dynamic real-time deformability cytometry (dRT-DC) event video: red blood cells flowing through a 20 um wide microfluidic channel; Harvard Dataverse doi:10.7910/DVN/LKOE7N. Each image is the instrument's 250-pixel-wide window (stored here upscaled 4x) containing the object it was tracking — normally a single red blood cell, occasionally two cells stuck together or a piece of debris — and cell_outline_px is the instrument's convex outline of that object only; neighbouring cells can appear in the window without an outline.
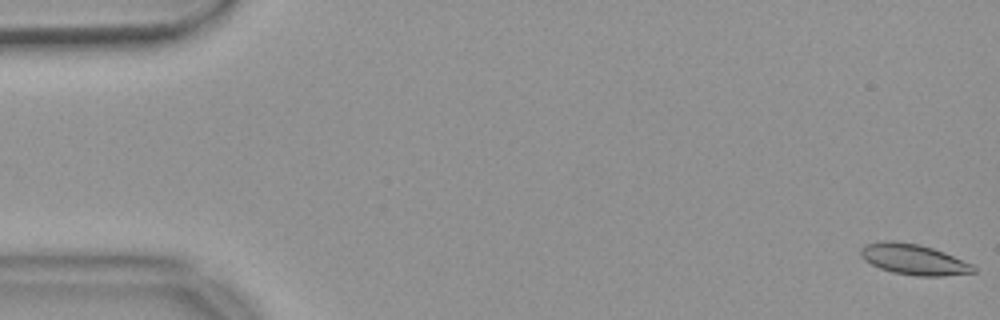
{"species": "common noctule bat (a hibernating species)", "species_latin": "Nyctalus noctula", "temperature_condition": "warm", "stored_images_in_passage": 55, "camera_frame_rate_fps": 3000, "um_per_image_px": 0.085, "animal": {"sex": "female", "body_mass_g": 18.4}, "frame": {"image": 1, "passage_image": 1, "time_ms": 0.0, "image_size_px": [1000, 320], "cell_outline_px": [[976, 272], [944, 276], [916, 276], [892, 272], [880, 268], [864, 260], [860, 256], [860, 248], [864, 244], [884, 240], [892, 240], [920, 244], [944, 252], [972, 264], [976, 268]], "centroid_in_image_um": [77.64, 22.04], "position_along_channel_um": 7.4, "area_um2": 20.29}}
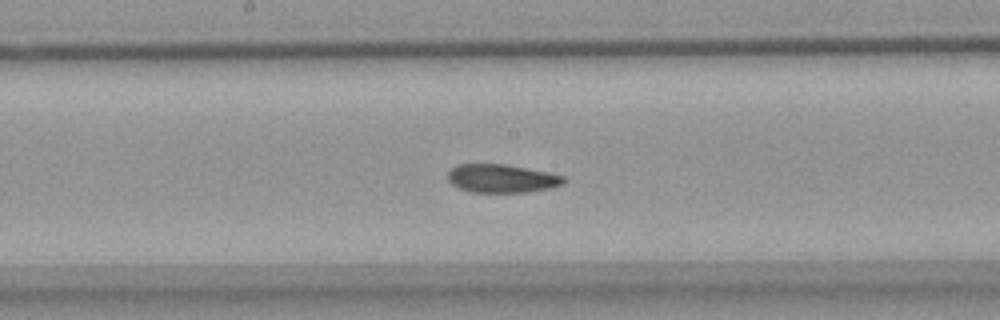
{"frame": {"image": 2, "passage_image": 29, "time_ms": 9.333, "image_size_px": [1000, 320], "cell_outline_px": [[568, 180], [564, 184], [552, 188], [524, 192], [468, 192], [452, 184], [448, 180], [448, 172], [456, 164], [504, 164], [564, 176]], "centroid_in_image_um": [42.64, 15.18], "position_along_channel_um": 205.6, "area_um2": 19.07}}
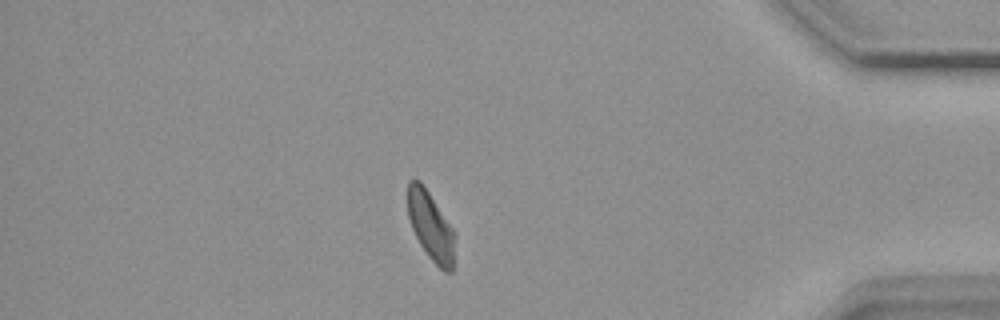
{"frame": {"image": 3, "passage_image": 48, "time_ms": 15.667, "image_size_px": [1000, 320], "cell_outline_px": [[456, 236], [452, 272], [444, 272], [428, 256], [420, 244], [412, 228], [408, 216], [408, 180], [420, 180], [456, 232]], "centroid_in_image_um": [36.64, 19.24], "position_along_channel_um": 398.6, "area_um2": 18.9}, "authors_computed_cell_mechanics": {"area_um2": 20.0566, "velocity_mm_per_s": 3.6478, "shape_relaxation_time_tau1_ms": null, "shape_relaxation_time_tau2_ms": 3.0946, "deformation_change_tau1": null, "deformation_change_tau2": 0.0925}}